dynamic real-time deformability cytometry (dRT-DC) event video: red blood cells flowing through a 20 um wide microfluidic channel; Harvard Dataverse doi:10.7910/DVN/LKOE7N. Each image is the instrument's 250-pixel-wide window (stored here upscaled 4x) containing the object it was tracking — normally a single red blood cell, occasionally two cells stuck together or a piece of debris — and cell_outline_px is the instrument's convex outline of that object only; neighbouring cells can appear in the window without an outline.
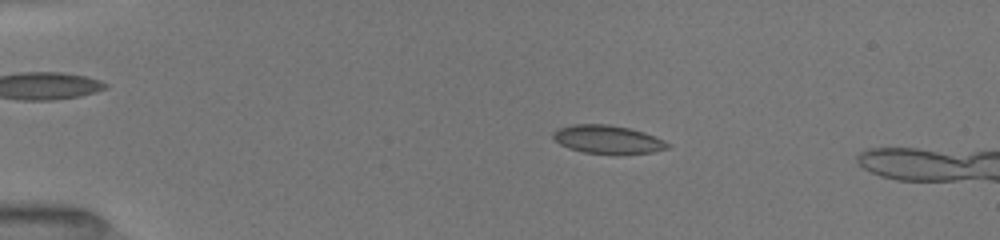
{"species": "common noctule bat (a hibernating species)", "species_latin": "Nyctalus noctula", "temperature_condition": "room temperature", "stored_images_in_passage": 58, "camera_frame_rate_fps": 3000, "um_per_image_px": 0.085, "animal": {"sex": "female", "body_mass_g": 19.5, "forearm_length_mm": 54.1}, "frame": {"image": 1, "passage_image": 28, "time_ms": 3.667, "image_size_px": [1000, 240], "cell_outline_px": [[672, 144], [668, 148], [652, 152], [616, 156], [584, 152], [568, 148], [560, 144], [552, 136], [552, 132], [560, 128], [572, 124], [608, 124], [628, 128], [644, 132], [664, 140]], "centroid_in_image_um": [51.68, 11.88], "position_along_channel_um": 33.3, "area_um2": 19.31}}
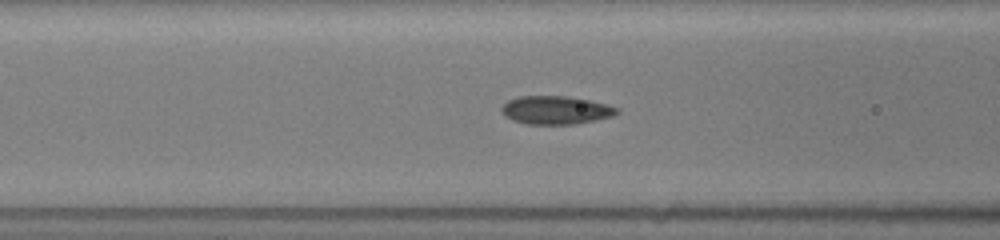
{"frame": {"image": 2, "passage_image": 50, "time_ms": 7.333, "image_size_px": [1000, 240], "cell_outline_px": [[620, 112], [612, 116], [572, 124], [528, 124], [512, 120], [504, 116], [500, 108], [508, 100], [520, 96], [568, 96], [588, 100], [620, 108]], "centroid_in_image_um": [47.21, 9.35], "position_along_channel_um": 119.4, "area_um2": 18.84}}
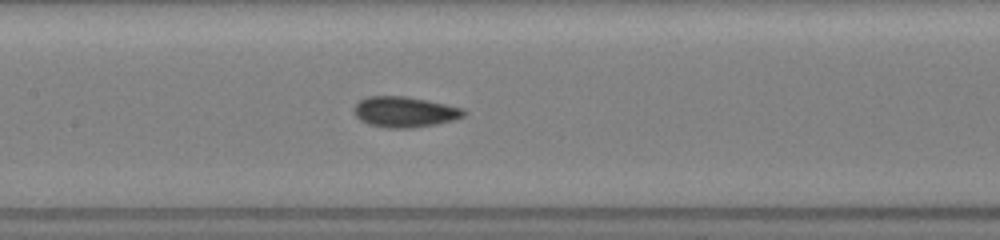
{"frame": {"image": 3, "passage_image": 54, "time_ms": 8.667, "image_size_px": [1000, 240], "cell_outline_px": [[468, 112], [464, 116], [452, 120], [436, 124], [412, 128], [384, 128], [368, 124], [360, 120], [352, 112], [352, 108], [360, 100], [368, 96], [404, 96], [428, 100], [464, 108]], "centroid_in_image_um": [34.38, 9.51], "position_along_channel_um": 173.0, "area_um2": 19.83}}